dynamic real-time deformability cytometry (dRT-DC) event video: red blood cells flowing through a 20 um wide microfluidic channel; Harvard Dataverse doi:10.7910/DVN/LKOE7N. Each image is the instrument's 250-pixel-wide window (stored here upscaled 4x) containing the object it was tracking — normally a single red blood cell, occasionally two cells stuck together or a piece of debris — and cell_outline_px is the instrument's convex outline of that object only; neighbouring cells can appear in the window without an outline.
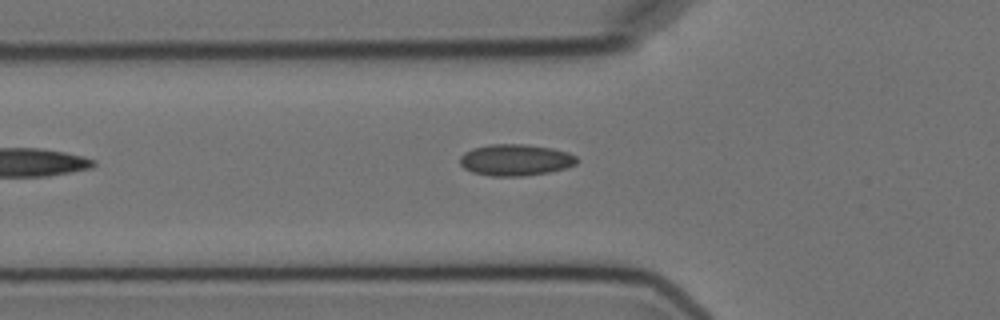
{"species": "Egyptian fruit bat (a non-hibernating species)", "species_latin": "Rousettus aegyptiacus", "temperature_condition": "cold", "stored_images_in_passage": 3, "camera_frame_rate_fps": 3000, "um_per_image_px": 0.085, "animal": {"sex": "female"}, "frame": {"image": 1, "passage_image": 3, "time_ms": 2.333, "image_size_px": [1000, 320], "cell_outline_px": [[576, 164], [568, 168], [548, 172], [524, 176], [492, 176], [472, 172], [464, 168], [460, 164], [460, 156], [464, 152], [472, 148], [492, 144], [528, 144], [552, 148], [568, 152], [576, 156]], "centroid_in_image_um": [43.81, 13.59], "position_along_channel_um": 82.0, "area_um2": 21.56}}